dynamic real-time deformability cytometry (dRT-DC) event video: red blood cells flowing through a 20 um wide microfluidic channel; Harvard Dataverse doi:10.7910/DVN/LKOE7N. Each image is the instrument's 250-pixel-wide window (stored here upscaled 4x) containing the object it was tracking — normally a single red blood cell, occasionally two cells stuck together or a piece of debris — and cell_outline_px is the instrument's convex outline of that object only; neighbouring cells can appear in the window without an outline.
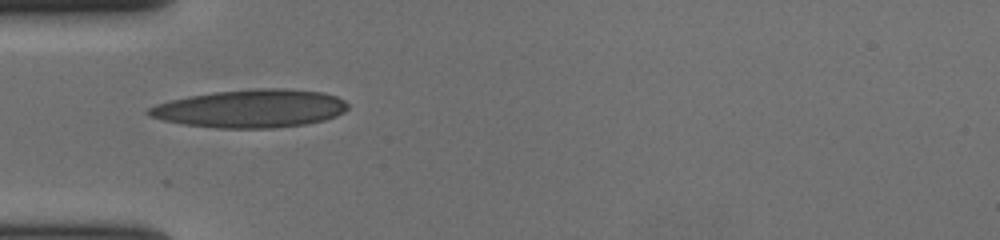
{"species": "human", "species_latin": "Homo sapiens", "temperature_condition": "cold", "stored_images_in_passage": 33, "camera_frame_rate_fps": 3000, "um_per_image_px": 0.085, "donor": {"sex": "female"}, "frame": {"image": 1, "passage_image": 1, "time_ms": 0.0, "image_size_px": [1000, 240], "cell_outline_px": [[348, 108], [344, 112], [336, 116], [324, 120], [304, 124], [272, 128], [216, 128], [184, 124], [164, 120], [148, 116], [144, 112], [148, 108], [156, 104], [188, 96], [212, 92], [252, 88], [284, 88], [324, 92], [336, 96], [344, 100], [348, 104]], "centroid_in_image_um": [21.3, 9.22], "position_along_channel_um": 63.7, "area_um2": 44.39}}
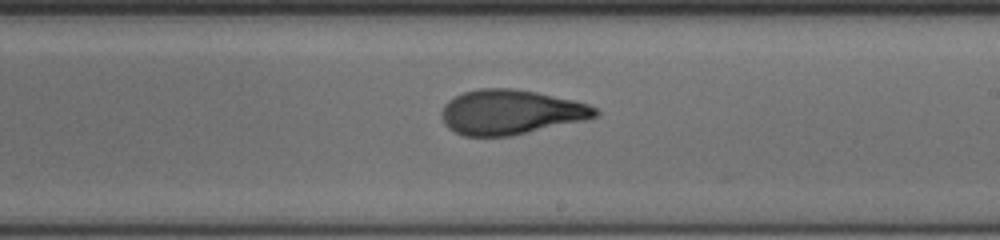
{"frame": {"image": 2, "passage_image": 16, "time_ms": 5.0, "image_size_px": [1000, 240], "cell_outline_px": [[600, 112], [596, 116], [584, 120], [512, 136], [464, 136], [448, 128], [444, 124], [440, 112], [444, 104], [448, 100], [464, 92], [480, 88], [512, 88], [536, 92], [572, 100], [588, 104], [596, 108]], "centroid_in_image_um": [43.38, 9.53], "position_along_channel_um": 245.6, "area_um2": 40.0}}
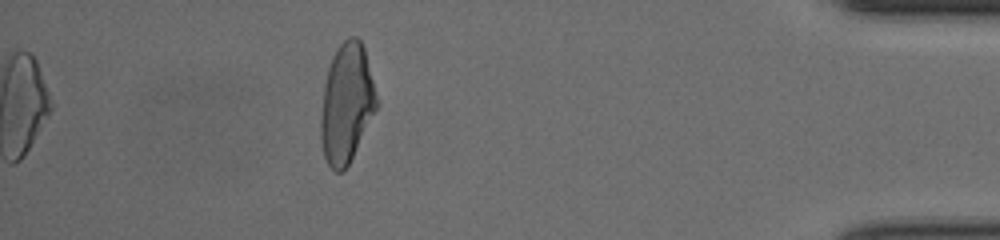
{"frame": {"image": 3, "passage_image": 33, "time_ms": 10.667, "image_size_px": [1000, 240], "cell_outline_px": [[376, 108], [344, 172], [336, 172], [328, 164], [324, 156], [320, 140], [320, 116], [324, 84], [328, 68], [332, 56], [336, 48], [348, 36], [356, 36], [360, 40], [364, 48], [376, 96]], "centroid_in_image_um": [29.41, 8.77], "position_along_channel_um": 405.8, "area_um2": 38.21}, "authors_computed_cell_mechanics": {"area_um2": 39.593, "velocity_mm_per_s": 3.6886, "shape_relaxation_time_tau1_ms": 6.8373, "shape_relaxation_time_tau2_ms": 1.5657, "deformation_change_tau1": 0.2457, "deformation_change_tau2": 0.091}}